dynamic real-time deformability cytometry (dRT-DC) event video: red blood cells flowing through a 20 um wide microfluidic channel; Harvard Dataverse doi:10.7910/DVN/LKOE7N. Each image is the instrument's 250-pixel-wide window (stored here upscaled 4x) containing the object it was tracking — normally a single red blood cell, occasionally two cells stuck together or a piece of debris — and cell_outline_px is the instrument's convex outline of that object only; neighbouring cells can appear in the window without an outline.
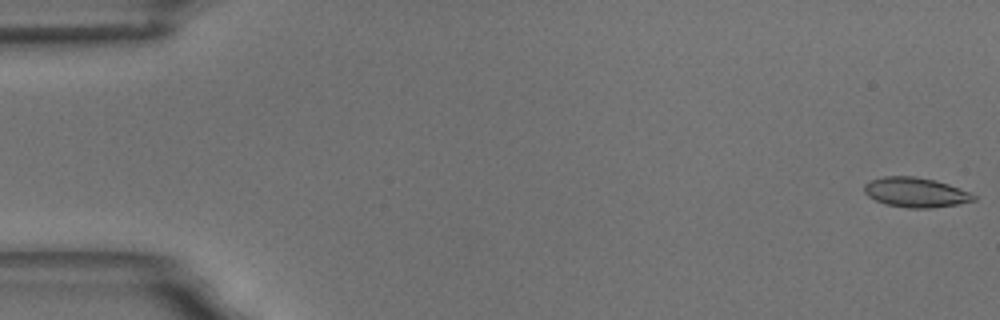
{"species": "common noctule bat (a hibernating species)", "species_latin": "Nyctalus noctula", "temperature_condition": "room temperature", "stored_images_in_passage": 6, "camera_frame_rate_fps": 3000, "um_per_image_px": 0.085, "animal": {"sex": "male", "body_mass_g": 18.8}, "frame": {"image": 1, "passage_image": 1, "time_ms": 0.0, "image_size_px": [1000, 320], "cell_outline_px": [[976, 200], [956, 204], [932, 208], [908, 208], [884, 204], [868, 196], [864, 192], [864, 184], [872, 180], [884, 176], [916, 176], [936, 180], [960, 188], [976, 196]], "centroid_in_image_um": [77.82, 16.35], "position_along_channel_um": 7.2, "area_um2": 18.96}}